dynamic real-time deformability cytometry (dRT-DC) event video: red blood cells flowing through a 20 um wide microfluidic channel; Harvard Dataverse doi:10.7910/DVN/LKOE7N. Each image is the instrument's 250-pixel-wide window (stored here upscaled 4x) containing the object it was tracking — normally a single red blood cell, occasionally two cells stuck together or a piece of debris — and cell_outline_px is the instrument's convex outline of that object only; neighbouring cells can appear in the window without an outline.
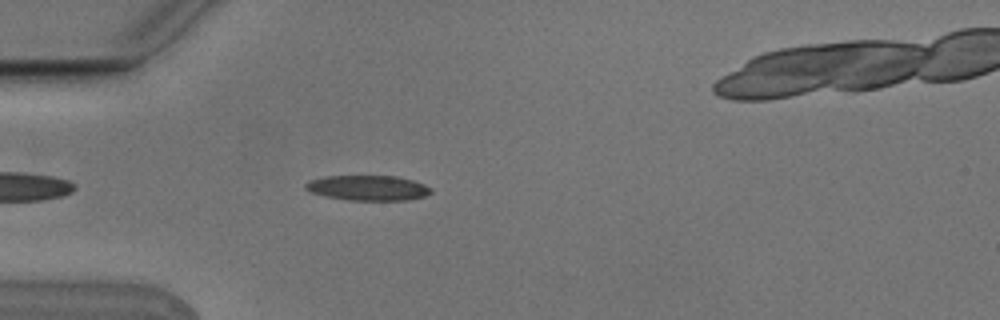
{"species": "Egyptian fruit bat (a non-hibernating species)", "species_latin": "Rousettus aegyptiacus", "temperature_condition": "cold", "stored_images_in_passage": 3, "camera_frame_rate_fps": 3000, "um_per_image_px": 0.085, "animal": {"sex": "male"}, "frame": {"image": 1, "passage_image": 2, "time_ms": 0.333, "image_size_px": [1000, 320], "cell_outline_px": [[432, 192], [424, 196], [408, 200], [348, 200], [328, 196], [312, 192], [304, 188], [304, 184], [308, 180], [324, 176], [396, 176], [412, 180], [424, 184], [432, 188]], "centroid_in_image_um": [31.28, 15.96], "position_along_channel_um": 53.7, "area_um2": 18.32}}